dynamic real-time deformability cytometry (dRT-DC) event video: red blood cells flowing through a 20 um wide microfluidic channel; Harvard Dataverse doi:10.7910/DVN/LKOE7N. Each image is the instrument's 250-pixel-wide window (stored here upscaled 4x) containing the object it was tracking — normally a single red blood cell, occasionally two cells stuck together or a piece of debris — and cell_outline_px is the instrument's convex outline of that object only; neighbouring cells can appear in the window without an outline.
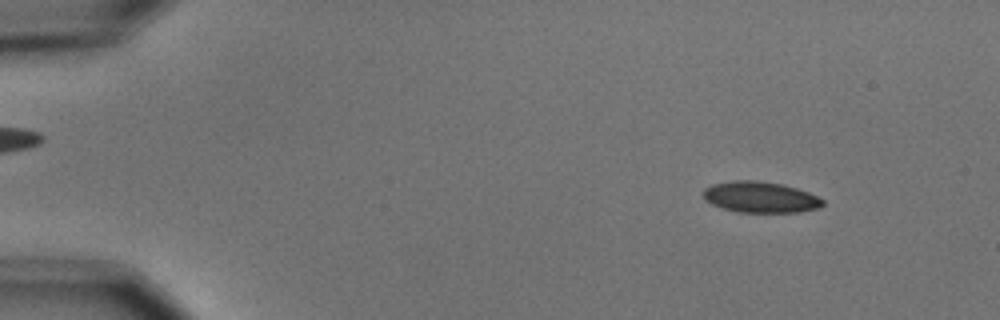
{"species": "common noctule bat (a hibernating species)", "species_latin": "Nyctalus noctula", "temperature_condition": "cold", "stored_images_in_passage": 3, "camera_frame_rate_fps": 3000, "um_per_image_px": 0.085, "animal": {"sex": "male", "body_mass_g": 15.6}, "frame": {"image": 1, "passage_image": 1, "time_ms": 0.0, "image_size_px": [1000, 320], "cell_outline_px": [[824, 204], [820, 208], [800, 212], [736, 212], [712, 204], [704, 200], [704, 188], [712, 184], [732, 180], [756, 180], [780, 184], [796, 188], [808, 192], [824, 200]], "centroid_in_image_um": [64.63, 16.76], "position_along_channel_um": 20.4, "area_um2": 21.62}}
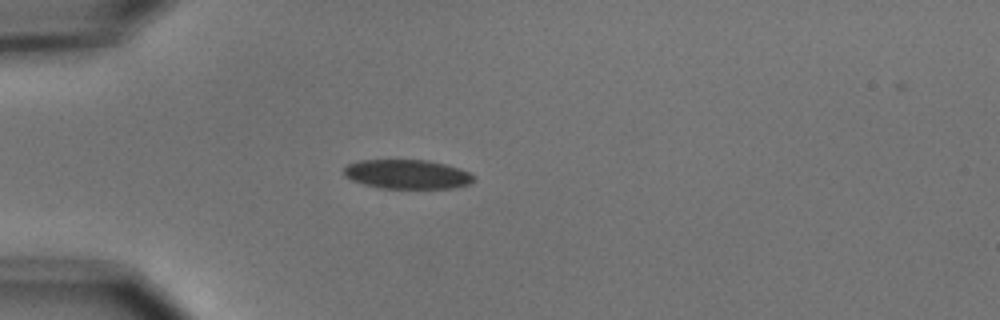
{"frame": {"image": 2, "passage_image": 3, "time_ms": 3.0, "image_size_px": [1000, 320], "cell_outline_px": [[476, 180], [468, 184], [452, 188], [380, 188], [364, 184], [352, 180], [344, 176], [344, 168], [348, 164], [356, 160], [428, 160], [460, 168], [476, 176]], "centroid_in_image_um": [34.62, 14.81], "position_along_channel_um": 50.4, "area_um2": 22.2}}